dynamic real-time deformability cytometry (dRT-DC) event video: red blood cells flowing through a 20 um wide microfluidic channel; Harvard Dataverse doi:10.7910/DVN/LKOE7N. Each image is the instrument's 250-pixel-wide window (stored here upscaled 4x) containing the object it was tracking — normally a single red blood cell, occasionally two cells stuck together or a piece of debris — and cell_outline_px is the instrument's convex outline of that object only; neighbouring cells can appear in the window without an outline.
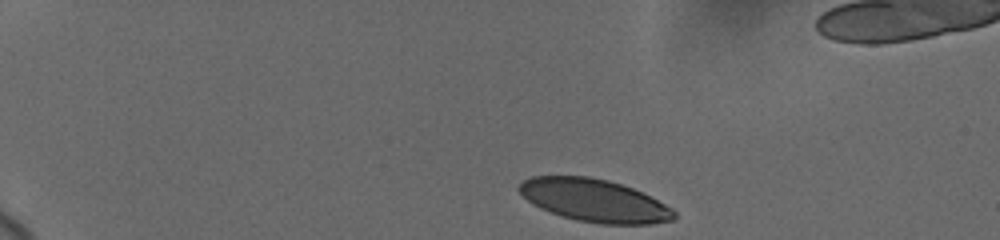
{"species": "human", "species_latin": "Homo sapiens", "temperature_condition": "cold", "stored_images_in_passage": 20, "camera_frame_rate_fps": 3000, "um_per_image_px": 0.085, "donor": {"sex": "female"}, "frame": {"image": 1, "passage_image": 1, "time_ms": 0.0, "image_size_px": [1000, 240], "cell_outline_px": [[676, 220], [652, 224], [600, 224], [576, 220], [540, 208], [532, 204], [516, 188], [524, 180], [532, 176], [588, 176], [608, 180], [632, 188], [672, 208], [676, 212]], "centroid_in_image_um": [50.53, 17.04], "position_along_channel_um": 34.5, "area_um2": 38.32}}
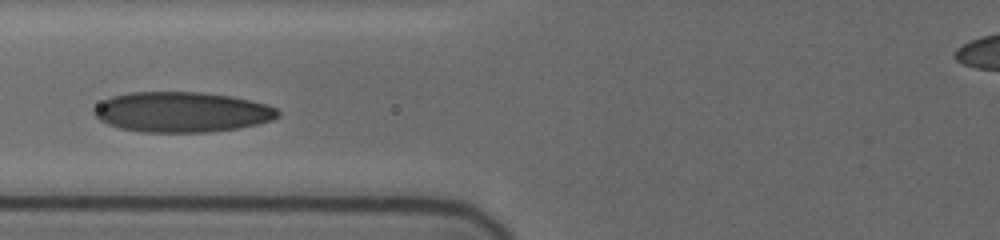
{"frame": {"image": 2, "passage_image": 15, "time_ms": 4.667, "image_size_px": [1000, 240], "cell_outline_px": [[280, 116], [272, 120], [240, 128], [208, 132], [140, 132], [120, 128], [108, 124], [100, 120], [92, 112], [92, 108], [104, 100], [112, 96], [128, 92], [200, 92], [228, 96], [252, 100], [276, 108], [280, 112]], "centroid_in_image_um": [15.44, 9.52], "position_along_channel_um": 110.4, "area_um2": 43.23}}
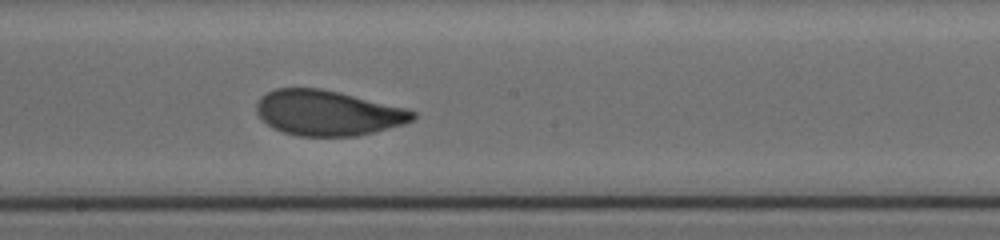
{"frame": {"image": 3, "passage_image": 20, "time_ms": 7.667, "image_size_px": [1000, 240], "cell_outline_px": [[416, 116], [412, 120], [404, 124], [356, 136], [300, 136], [284, 132], [272, 128], [256, 112], [256, 104], [260, 96], [276, 88], [320, 88], [340, 92], [404, 108], [416, 112]], "centroid_in_image_um": [27.83, 9.59], "position_along_channel_um": 220.4, "area_um2": 40.92}}